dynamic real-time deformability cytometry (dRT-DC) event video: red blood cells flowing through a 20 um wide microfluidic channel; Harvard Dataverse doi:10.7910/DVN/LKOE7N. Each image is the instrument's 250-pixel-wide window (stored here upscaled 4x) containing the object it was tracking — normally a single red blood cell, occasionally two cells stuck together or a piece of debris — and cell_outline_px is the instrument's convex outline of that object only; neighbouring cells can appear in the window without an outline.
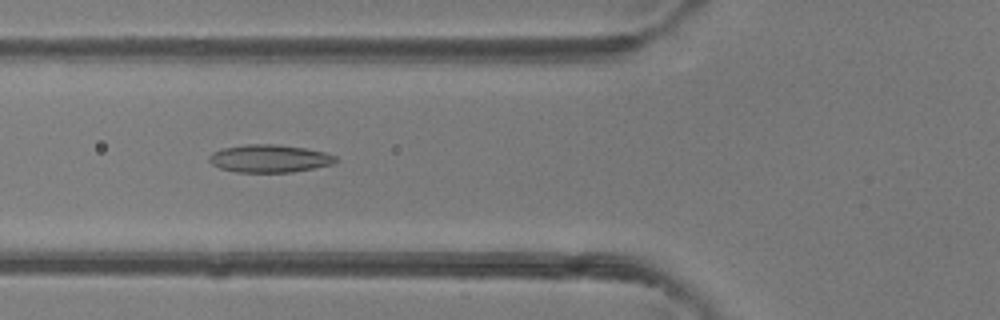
{"species": "common noctule bat (a hibernating species)", "species_latin": "Nyctalus noctula", "temperature_condition": "room temperature", "stored_images_in_passage": 47, "camera_frame_rate_fps": 3000, "um_per_image_px": 0.085, "animal": {"sex": "female"}, "frame": {"image": 1, "passage_image": 18, "time_ms": 5.667, "image_size_px": [1000, 320], "cell_outline_px": [[336, 160], [332, 164], [292, 172], [236, 172], [220, 168], [212, 164], [208, 160], [208, 156], [212, 152], [220, 148], [248, 144], [276, 144], [308, 148], [324, 152], [336, 156]], "centroid_in_image_um": [22.86, 13.46], "position_along_channel_um": 102.9, "area_um2": 20.52}}
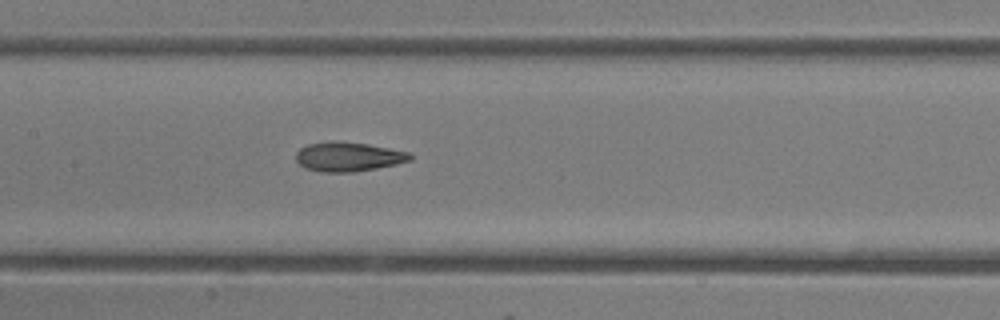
{"frame": {"image": 2, "passage_image": 23, "time_ms": 7.333, "image_size_px": [1000, 320], "cell_outline_px": [[412, 160], [396, 164], [376, 168], [352, 172], [320, 172], [304, 168], [296, 160], [296, 152], [300, 148], [308, 144], [328, 140], [336, 140], [368, 144], [408, 152], [412, 156]], "centroid_in_image_um": [29.56, 13.31], "position_along_channel_um": 177.8, "area_um2": 19.65}}
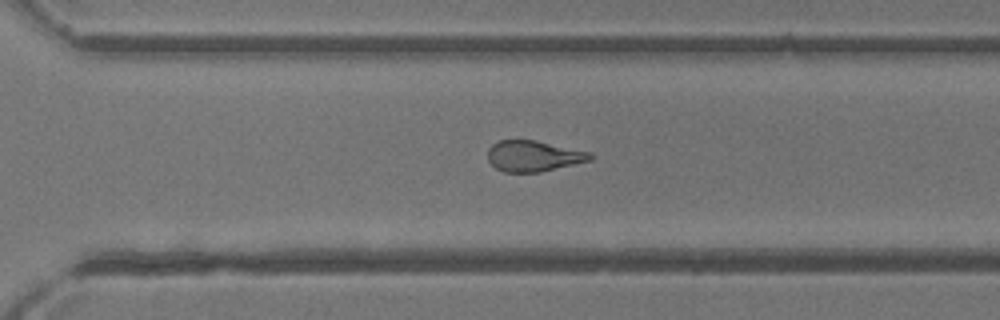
{"frame": {"image": 3, "passage_image": 33, "time_ms": 10.667, "image_size_px": [1000, 320], "cell_outline_px": [[592, 160], [540, 172], [504, 172], [496, 168], [488, 160], [488, 148], [492, 144], [500, 140], [536, 140], [592, 152]], "centroid_in_image_um": [45.36, 13.26], "position_along_channel_um": 325.2, "area_um2": 18.5}, "authors_computed_cell_mechanics": {"area_um2": 20.4612, "velocity_mm_per_s": 4.447, "shape_relaxation_time_tau1_ms": 5.0727, "shape_relaxation_time_tau2_ms": 1.9075, "deformation_change_tau1": 0.1505, "deformation_change_tau2": 0.1003}}